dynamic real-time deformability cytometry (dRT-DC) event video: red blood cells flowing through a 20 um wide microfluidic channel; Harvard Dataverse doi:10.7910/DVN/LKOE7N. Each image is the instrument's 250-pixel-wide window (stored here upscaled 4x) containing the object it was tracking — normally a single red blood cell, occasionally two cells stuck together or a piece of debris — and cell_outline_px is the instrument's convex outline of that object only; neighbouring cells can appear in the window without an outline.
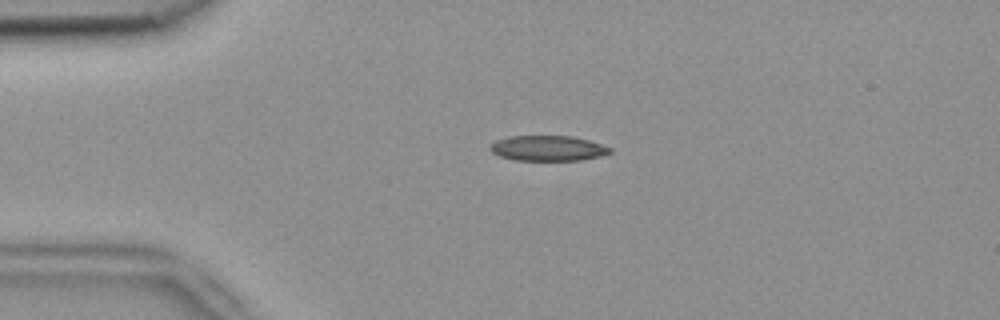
{"species": "common noctule bat (a hibernating species)", "species_latin": "Nyctalus noctula", "temperature_condition": "room temperature", "stored_images_in_passage": 4, "camera_frame_rate_fps": 3000, "um_per_image_px": 0.085, "animal": {"sex": "female", "body_mass_g": 18.4}, "frame": {"image": 1, "passage_image": 4, "time_ms": 1.0, "image_size_px": [1000, 320], "cell_outline_px": [[612, 152], [600, 156], [580, 160], [516, 160], [500, 156], [492, 152], [488, 148], [488, 144], [496, 140], [508, 136], [572, 136], [588, 140], [612, 148]], "centroid_in_image_um": [46.53, 12.59], "position_along_channel_um": 38.5, "area_um2": 17.69}}